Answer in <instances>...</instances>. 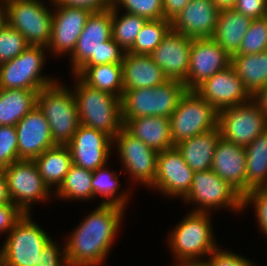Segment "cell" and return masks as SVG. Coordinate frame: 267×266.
<instances>
[{"mask_svg":"<svg viewBox=\"0 0 267 266\" xmlns=\"http://www.w3.org/2000/svg\"><path fill=\"white\" fill-rule=\"evenodd\" d=\"M124 212L119 206L102 204L91 211L63 243L68 266H101L107 260Z\"/></svg>","mask_w":267,"mask_h":266,"instance_id":"6da1fadb","label":"cell"},{"mask_svg":"<svg viewBox=\"0 0 267 266\" xmlns=\"http://www.w3.org/2000/svg\"><path fill=\"white\" fill-rule=\"evenodd\" d=\"M124 56L125 50L112 39L111 6L90 14L69 59L74 75L81 67L122 64Z\"/></svg>","mask_w":267,"mask_h":266,"instance_id":"7a4b0ae2","label":"cell"},{"mask_svg":"<svg viewBox=\"0 0 267 266\" xmlns=\"http://www.w3.org/2000/svg\"><path fill=\"white\" fill-rule=\"evenodd\" d=\"M192 210L168 234V245L177 263L174 266L202 264L203 258L218 247L211 213Z\"/></svg>","mask_w":267,"mask_h":266,"instance_id":"3957f363","label":"cell"},{"mask_svg":"<svg viewBox=\"0 0 267 266\" xmlns=\"http://www.w3.org/2000/svg\"><path fill=\"white\" fill-rule=\"evenodd\" d=\"M75 95L81 125L100 130L112 139L123 128L121 99L108 92L92 88L74 74Z\"/></svg>","mask_w":267,"mask_h":266,"instance_id":"277c9868","label":"cell"},{"mask_svg":"<svg viewBox=\"0 0 267 266\" xmlns=\"http://www.w3.org/2000/svg\"><path fill=\"white\" fill-rule=\"evenodd\" d=\"M37 106L49 123L55 145H67L80 122L73 91L56 80L37 94Z\"/></svg>","mask_w":267,"mask_h":266,"instance_id":"5b68a950","label":"cell"},{"mask_svg":"<svg viewBox=\"0 0 267 266\" xmlns=\"http://www.w3.org/2000/svg\"><path fill=\"white\" fill-rule=\"evenodd\" d=\"M186 91L184 82L173 79L155 87L125 90L121 97L122 119L149 116L169 118Z\"/></svg>","mask_w":267,"mask_h":266,"instance_id":"8992f818","label":"cell"},{"mask_svg":"<svg viewBox=\"0 0 267 266\" xmlns=\"http://www.w3.org/2000/svg\"><path fill=\"white\" fill-rule=\"evenodd\" d=\"M182 200L197 205L193 212L210 213L220 208L243 211V196L213 170L193 172L191 188Z\"/></svg>","mask_w":267,"mask_h":266,"instance_id":"52a82bcc","label":"cell"},{"mask_svg":"<svg viewBox=\"0 0 267 266\" xmlns=\"http://www.w3.org/2000/svg\"><path fill=\"white\" fill-rule=\"evenodd\" d=\"M6 236L0 248L3 266H34L51 239L31 214H24Z\"/></svg>","mask_w":267,"mask_h":266,"instance_id":"ba28073f","label":"cell"},{"mask_svg":"<svg viewBox=\"0 0 267 266\" xmlns=\"http://www.w3.org/2000/svg\"><path fill=\"white\" fill-rule=\"evenodd\" d=\"M173 144L218 127V111L194 90H187L169 117Z\"/></svg>","mask_w":267,"mask_h":266,"instance_id":"9c48e42d","label":"cell"},{"mask_svg":"<svg viewBox=\"0 0 267 266\" xmlns=\"http://www.w3.org/2000/svg\"><path fill=\"white\" fill-rule=\"evenodd\" d=\"M41 0H10L5 3L7 24L29 45L46 47L51 37L53 9Z\"/></svg>","mask_w":267,"mask_h":266,"instance_id":"30bf717a","label":"cell"},{"mask_svg":"<svg viewBox=\"0 0 267 266\" xmlns=\"http://www.w3.org/2000/svg\"><path fill=\"white\" fill-rule=\"evenodd\" d=\"M46 47H27L14 59L0 64V89L41 90L57 79L41 72L47 57ZM46 76V77H45Z\"/></svg>","mask_w":267,"mask_h":266,"instance_id":"8fae6325","label":"cell"},{"mask_svg":"<svg viewBox=\"0 0 267 266\" xmlns=\"http://www.w3.org/2000/svg\"><path fill=\"white\" fill-rule=\"evenodd\" d=\"M12 203L24 214H32V204L46 202L53 192L44 184L33 160H19L3 168ZM47 199V200H46Z\"/></svg>","mask_w":267,"mask_h":266,"instance_id":"7c38bea8","label":"cell"},{"mask_svg":"<svg viewBox=\"0 0 267 266\" xmlns=\"http://www.w3.org/2000/svg\"><path fill=\"white\" fill-rule=\"evenodd\" d=\"M221 137L233 144L246 147L267 130V118L259 105L251 99L244 104L218 112Z\"/></svg>","mask_w":267,"mask_h":266,"instance_id":"4fadbf2b","label":"cell"},{"mask_svg":"<svg viewBox=\"0 0 267 266\" xmlns=\"http://www.w3.org/2000/svg\"><path fill=\"white\" fill-rule=\"evenodd\" d=\"M113 150L117 149L125 173L132 180L148 188L153 184L157 173L158 152L135 138L122 128L113 138ZM115 148V149H114Z\"/></svg>","mask_w":267,"mask_h":266,"instance_id":"5bb4252c","label":"cell"},{"mask_svg":"<svg viewBox=\"0 0 267 266\" xmlns=\"http://www.w3.org/2000/svg\"><path fill=\"white\" fill-rule=\"evenodd\" d=\"M231 65V56L212 38L192 39L187 90H195L205 80Z\"/></svg>","mask_w":267,"mask_h":266,"instance_id":"9a60e30c","label":"cell"},{"mask_svg":"<svg viewBox=\"0 0 267 266\" xmlns=\"http://www.w3.org/2000/svg\"><path fill=\"white\" fill-rule=\"evenodd\" d=\"M51 37L47 50L60 56H71L91 10L83 7L53 5ZM57 54V55H56Z\"/></svg>","mask_w":267,"mask_h":266,"instance_id":"2e32d148","label":"cell"},{"mask_svg":"<svg viewBox=\"0 0 267 266\" xmlns=\"http://www.w3.org/2000/svg\"><path fill=\"white\" fill-rule=\"evenodd\" d=\"M66 146L70 150L72 164L95 171L107 165L112 154L113 139L105 132L80 124Z\"/></svg>","mask_w":267,"mask_h":266,"instance_id":"e0dca14e","label":"cell"},{"mask_svg":"<svg viewBox=\"0 0 267 266\" xmlns=\"http://www.w3.org/2000/svg\"><path fill=\"white\" fill-rule=\"evenodd\" d=\"M193 172L175 147L158 152L157 173L149 188L182 199L191 188Z\"/></svg>","mask_w":267,"mask_h":266,"instance_id":"ac0fdd59","label":"cell"},{"mask_svg":"<svg viewBox=\"0 0 267 266\" xmlns=\"http://www.w3.org/2000/svg\"><path fill=\"white\" fill-rule=\"evenodd\" d=\"M194 91L218 112L252 99L232 65L205 80Z\"/></svg>","mask_w":267,"mask_h":266,"instance_id":"d6986e66","label":"cell"},{"mask_svg":"<svg viewBox=\"0 0 267 266\" xmlns=\"http://www.w3.org/2000/svg\"><path fill=\"white\" fill-rule=\"evenodd\" d=\"M192 39L170 29L149 55L168 79L185 82L190 64Z\"/></svg>","mask_w":267,"mask_h":266,"instance_id":"ffe728a7","label":"cell"},{"mask_svg":"<svg viewBox=\"0 0 267 266\" xmlns=\"http://www.w3.org/2000/svg\"><path fill=\"white\" fill-rule=\"evenodd\" d=\"M220 10L212 0H191L171 20V29L191 38H212Z\"/></svg>","mask_w":267,"mask_h":266,"instance_id":"44dd1931","label":"cell"},{"mask_svg":"<svg viewBox=\"0 0 267 266\" xmlns=\"http://www.w3.org/2000/svg\"><path fill=\"white\" fill-rule=\"evenodd\" d=\"M15 127L19 160H34L55 146L49 123L37 105Z\"/></svg>","mask_w":267,"mask_h":266,"instance_id":"7402d4cb","label":"cell"},{"mask_svg":"<svg viewBox=\"0 0 267 266\" xmlns=\"http://www.w3.org/2000/svg\"><path fill=\"white\" fill-rule=\"evenodd\" d=\"M211 170L243 197L246 195L245 147L233 144L221 137L214 150Z\"/></svg>","mask_w":267,"mask_h":266,"instance_id":"603a6c76","label":"cell"},{"mask_svg":"<svg viewBox=\"0 0 267 266\" xmlns=\"http://www.w3.org/2000/svg\"><path fill=\"white\" fill-rule=\"evenodd\" d=\"M123 128L157 152L174 147L169 118L163 116L122 119Z\"/></svg>","mask_w":267,"mask_h":266,"instance_id":"cb8c5ba5","label":"cell"},{"mask_svg":"<svg viewBox=\"0 0 267 266\" xmlns=\"http://www.w3.org/2000/svg\"><path fill=\"white\" fill-rule=\"evenodd\" d=\"M122 66L123 91L155 87L168 80L150 55L125 52Z\"/></svg>","mask_w":267,"mask_h":266,"instance_id":"d4e9b609","label":"cell"},{"mask_svg":"<svg viewBox=\"0 0 267 266\" xmlns=\"http://www.w3.org/2000/svg\"><path fill=\"white\" fill-rule=\"evenodd\" d=\"M220 138L221 131L216 127L180 141L174 147L194 172L207 171L211 170L214 150Z\"/></svg>","mask_w":267,"mask_h":266,"instance_id":"484cf974","label":"cell"},{"mask_svg":"<svg viewBox=\"0 0 267 266\" xmlns=\"http://www.w3.org/2000/svg\"><path fill=\"white\" fill-rule=\"evenodd\" d=\"M252 19L234 9H222L212 39L215 40L231 57L239 51Z\"/></svg>","mask_w":267,"mask_h":266,"instance_id":"4316f807","label":"cell"},{"mask_svg":"<svg viewBox=\"0 0 267 266\" xmlns=\"http://www.w3.org/2000/svg\"><path fill=\"white\" fill-rule=\"evenodd\" d=\"M39 170L44 184L55 192L63 182L71 165L72 158L66 145H55L45 150L33 160Z\"/></svg>","mask_w":267,"mask_h":266,"instance_id":"83f0119b","label":"cell"},{"mask_svg":"<svg viewBox=\"0 0 267 266\" xmlns=\"http://www.w3.org/2000/svg\"><path fill=\"white\" fill-rule=\"evenodd\" d=\"M40 90L0 89V125L15 126L37 105Z\"/></svg>","mask_w":267,"mask_h":266,"instance_id":"f1b7e54d","label":"cell"},{"mask_svg":"<svg viewBox=\"0 0 267 266\" xmlns=\"http://www.w3.org/2000/svg\"><path fill=\"white\" fill-rule=\"evenodd\" d=\"M231 65L252 97L267 85V51L233 55Z\"/></svg>","mask_w":267,"mask_h":266,"instance_id":"f546056e","label":"cell"},{"mask_svg":"<svg viewBox=\"0 0 267 266\" xmlns=\"http://www.w3.org/2000/svg\"><path fill=\"white\" fill-rule=\"evenodd\" d=\"M88 86L108 92L121 99L123 94L122 64H104L81 67L76 73Z\"/></svg>","mask_w":267,"mask_h":266,"instance_id":"4dcf8cb0","label":"cell"},{"mask_svg":"<svg viewBox=\"0 0 267 266\" xmlns=\"http://www.w3.org/2000/svg\"><path fill=\"white\" fill-rule=\"evenodd\" d=\"M246 194L257 187L267 186V130L245 147Z\"/></svg>","mask_w":267,"mask_h":266,"instance_id":"1f68e13d","label":"cell"},{"mask_svg":"<svg viewBox=\"0 0 267 266\" xmlns=\"http://www.w3.org/2000/svg\"><path fill=\"white\" fill-rule=\"evenodd\" d=\"M119 175L112 172L105 165L93 171L92 189L93 198L102 197V205H114L123 209L126 208L130 192L120 191L121 183L118 181Z\"/></svg>","mask_w":267,"mask_h":266,"instance_id":"d6a6232c","label":"cell"},{"mask_svg":"<svg viewBox=\"0 0 267 266\" xmlns=\"http://www.w3.org/2000/svg\"><path fill=\"white\" fill-rule=\"evenodd\" d=\"M92 178L93 171L72 164L63 182L53 192L55 193L53 195L64 200H92Z\"/></svg>","mask_w":267,"mask_h":266,"instance_id":"836d02e7","label":"cell"},{"mask_svg":"<svg viewBox=\"0 0 267 266\" xmlns=\"http://www.w3.org/2000/svg\"><path fill=\"white\" fill-rule=\"evenodd\" d=\"M119 12L112 6V39L127 52L148 20L127 12L121 15Z\"/></svg>","mask_w":267,"mask_h":266,"instance_id":"e575fe53","label":"cell"},{"mask_svg":"<svg viewBox=\"0 0 267 266\" xmlns=\"http://www.w3.org/2000/svg\"><path fill=\"white\" fill-rule=\"evenodd\" d=\"M171 29V21L166 19L148 20L138 33L133 46L127 51L149 55L162 42Z\"/></svg>","mask_w":267,"mask_h":266,"instance_id":"d590c367","label":"cell"},{"mask_svg":"<svg viewBox=\"0 0 267 266\" xmlns=\"http://www.w3.org/2000/svg\"><path fill=\"white\" fill-rule=\"evenodd\" d=\"M267 51V16L253 19L236 55Z\"/></svg>","mask_w":267,"mask_h":266,"instance_id":"8d00e7d4","label":"cell"},{"mask_svg":"<svg viewBox=\"0 0 267 266\" xmlns=\"http://www.w3.org/2000/svg\"><path fill=\"white\" fill-rule=\"evenodd\" d=\"M115 9L124 8L127 13L135 14L147 20L164 18L163 0H112Z\"/></svg>","mask_w":267,"mask_h":266,"instance_id":"74e56055","label":"cell"},{"mask_svg":"<svg viewBox=\"0 0 267 266\" xmlns=\"http://www.w3.org/2000/svg\"><path fill=\"white\" fill-rule=\"evenodd\" d=\"M29 46L24 36L6 24L0 31V64L14 59Z\"/></svg>","mask_w":267,"mask_h":266,"instance_id":"f35d334b","label":"cell"},{"mask_svg":"<svg viewBox=\"0 0 267 266\" xmlns=\"http://www.w3.org/2000/svg\"><path fill=\"white\" fill-rule=\"evenodd\" d=\"M16 161H19L16 127L0 125V168Z\"/></svg>","mask_w":267,"mask_h":266,"instance_id":"ab89813d","label":"cell"},{"mask_svg":"<svg viewBox=\"0 0 267 266\" xmlns=\"http://www.w3.org/2000/svg\"><path fill=\"white\" fill-rule=\"evenodd\" d=\"M252 204L255 209L258 228L267 237V186L252 189L243 197V209Z\"/></svg>","mask_w":267,"mask_h":266,"instance_id":"60d3db41","label":"cell"},{"mask_svg":"<svg viewBox=\"0 0 267 266\" xmlns=\"http://www.w3.org/2000/svg\"><path fill=\"white\" fill-rule=\"evenodd\" d=\"M202 263L203 266H256L244 256L217 247Z\"/></svg>","mask_w":267,"mask_h":266,"instance_id":"b9f144b4","label":"cell"},{"mask_svg":"<svg viewBox=\"0 0 267 266\" xmlns=\"http://www.w3.org/2000/svg\"><path fill=\"white\" fill-rule=\"evenodd\" d=\"M34 266H68L65 248L51 238L43 247Z\"/></svg>","mask_w":267,"mask_h":266,"instance_id":"7bdbcfd3","label":"cell"},{"mask_svg":"<svg viewBox=\"0 0 267 266\" xmlns=\"http://www.w3.org/2000/svg\"><path fill=\"white\" fill-rule=\"evenodd\" d=\"M233 9L253 19L267 16V0H237Z\"/></svg>","mask_w":267,"mask_h":266,"instance_id":"ee69618b","label":"cell"},{"mask_svg":"<svg viewBox=\"0 0 267 266\" xmlns=\"http://www.w3.org/2000/svg\"><path fill=\"white\" fill-rule=\"evenodd\" d=\"M24 213L14 204H0V234L9 233Z\"/></svg>","mask_w":267,"mask_h":266,"instance_id":"f6af8a7d","label":"cell"},{"mask_svg":"<svg viewBox=\"0 0 267 266\" xmlns=\"http://www.w3.org/2000/svg\"><path fill=\"white\" fill-rule=\"evenodd\" d=\"M49 1L50 5L83 7L91 10L92 12L104 11L112 6V0H49Z\"/></svg>","mask_w":267,"mask_h":266,"instance_id":"bcb514c9","label":"cell"},{"mask_svg":"<svg viewBox=\"0 0 267 266\" xmlns=\"http://www.w3.org/2000/svg\"><path fill=\"white\" fill-rule=\"evenodd\" d=\"M191 0H163L164 19L171 21Z\"/></svg>","mask_w":267,"mask_h":266,"instance_id":"7dc6e473","label":"cell"},{"mask_svg":"<svg viewBox=\"0 0 267 266\" xmlns=\"http://www.w3.org/2000/svg\"><path fill=\"white\" fill-rule=\"evenodd\" d=\"M0 204H13L9 195L3 169L0 168Z\"/></svg>","mask_w":267,"mask_h":266,"instance_id":"c3c4849f","label":"cell"},{"mask_svg":"<svg viewBox=\"0 0 267 266\" xmlns=\"http://www.w3.org/2000/svg\"><path fill=\"white\" fill-rule=\"evenodd\" d=\"M252 99L259 105L260 111L267 118V85H265L261 90H259Z\"/></svg>","mask_w":267,"mask_h":266,"instance_id":"681fc988","label":"cell"},{"mask_svg":"<svg viewBox=\"0 0 267 266\" xmlns=\"http://www.w3.org/2000/svg\"><path fill=\"white\" fill-rule=\"evenodd\" d=\"M237 0H212L219 10L233 9Z\"/></svg>","mask_w":267,"mask_h":266,"instance_id":"f907efd6","label":"cell"},{"mask_svg":"<svg viewBox=\"0 0 267 266\" xmlns=\"http://www.w3.org/2000/svg\"><path fill=\"white\" fill-rule=\"evenodd\" d=\"M7 24V12L5 3L0 0V31L6 26Z\"/></svg>","mask_w":267,"mask_h":266,"instance_id":"816d5d0a","label":"cell"},{"mask_svg":"<svg viewBox=\"0 0 267 266\" xmlns=\"http://www.w3.org/2000/svg\"><path fill=\"white\" fill-rule=\"evenodd\" d=\"M182 266H203L202 264H195V265H182Z\"/></svg>","mask_w":267,"mask_h":266,"instance_id":"f5cc1de1","label":"cell"},{"mask_svg":"<svg viewBox=\"0 0 267 266\" xmlns=\"http://www.w3.org/2000/svg\"><path fill=\"white\" fill-rule=\"evenodd\" d=\"M0 266H3L1 255H0Z\"/></svg>","mask_w":267,"mask_h":266,"instance_id":"db71d44e","label":"cell"},{"mask_svg":"<svg viewBox=\"0 0 267 266\" xmlns=\"http://www.w3.org/2000/svg\"><path fill=\"white\" fill-rule=\"evenodd\" d=\"M3 3H6V2H8V1H10V0H1Z\"/></svg>","mask_w":267,"mask_h":266,"instance_id":"11a10c76","label":"cell"}]
</instances>
